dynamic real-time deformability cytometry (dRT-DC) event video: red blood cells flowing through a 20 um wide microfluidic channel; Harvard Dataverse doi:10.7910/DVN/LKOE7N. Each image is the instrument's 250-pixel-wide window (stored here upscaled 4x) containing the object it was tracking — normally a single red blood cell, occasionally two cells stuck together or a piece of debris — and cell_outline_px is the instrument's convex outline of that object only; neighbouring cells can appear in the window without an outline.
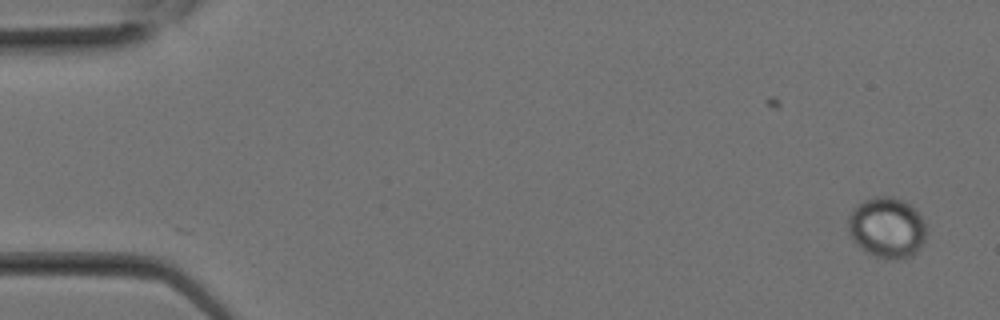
{"species": "Egyptian fruit bat (a non-hibernating species)", "species_latin": "Rousettus aegyptiacus", "temperature_condition": "room temperature", "stored_images_in_passage": 6, "camera_frame_rate_fps": 3000, "um_per_image_px": 0.085, "animal": {"sex": "female"}, "frame": {"image": 1, "passage_image": 1, "time_ms": 0.0, "image_size_px": [1000, 320], "cell_outline_px": [[924, 240], [920, 248], [912, 256], [900, 260], [896, 260], [876, 256], [864, 252], [860, 248], [852, 236], [848, 228], [848, 216], [852, 208], [864, 200], [876, 196], [892, 196], [904, 200], [912, 204], [920, 212], [924, 220]], "centroid_in_image_um": [75.4, 19.33], "position_along_channel_um": 9.6, "area_um2": 27.98}}